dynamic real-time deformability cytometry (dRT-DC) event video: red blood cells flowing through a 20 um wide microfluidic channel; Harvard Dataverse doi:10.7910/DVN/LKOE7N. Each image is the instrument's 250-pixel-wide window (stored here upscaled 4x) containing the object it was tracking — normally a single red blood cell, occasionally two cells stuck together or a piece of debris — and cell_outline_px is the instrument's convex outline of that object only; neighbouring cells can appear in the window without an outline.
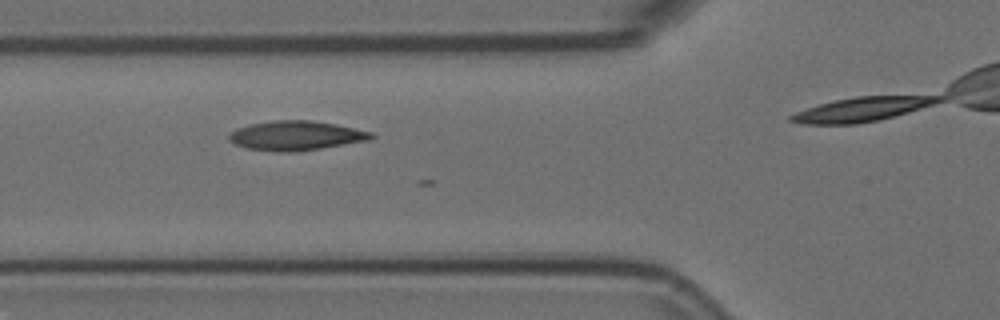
{"species": "Egyptian fruit bat (a non-hibernating species)", "species_latin": "Rousettus aegyptiacus", "temperature_condition": "room temperature", "stored_images_in_passage": 5, "camera_frame_rate_fps": 3000, "um_per_image_px": 0.085, "animal": {"sex": "female"}, "frame": {"image": 1, "passage_image": 3, "time_ms": 0.667, "image_size_px": [1000, 320], "cell_outline_px": [[376, 136], [368, 140], [320, 148], [292, 152], [276, 152], [244, 148], [228, 140], [228, 136], [236, 128], [248, 124], [272, 120], [312, 120], [336, 124], [372, 132]], "centroid_in_image_um": [25.11, 11.52], "position_along_channel_um": 100.7, "area_um2": 24.45}}